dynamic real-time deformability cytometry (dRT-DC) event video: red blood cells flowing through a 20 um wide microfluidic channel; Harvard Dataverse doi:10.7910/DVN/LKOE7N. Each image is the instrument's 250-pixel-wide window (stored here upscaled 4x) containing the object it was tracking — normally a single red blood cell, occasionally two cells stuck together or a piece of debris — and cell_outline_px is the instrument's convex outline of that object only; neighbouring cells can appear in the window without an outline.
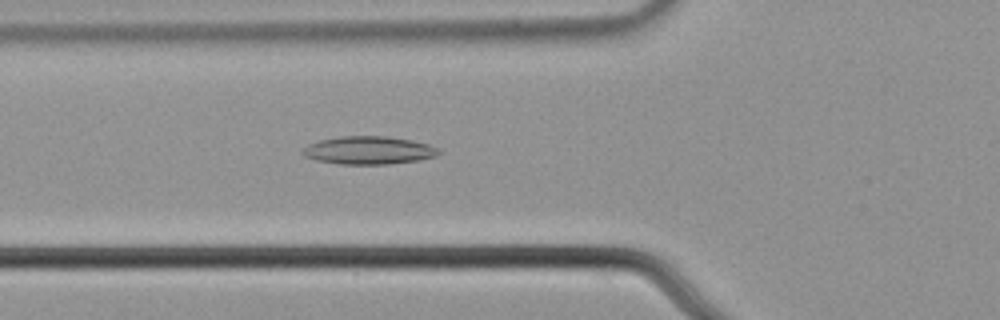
{"species": "common noctule bat (a hibernating species)", "species_latin": "Nyctalus noctula", "temperature_condition": "cold", "stored_images_in_passage": 48, "camera_frame_rate_fps": 3000, "um_per_image_px": 0.085, "animal": {"sex": "male", "body_mass_g": 21.5, "forearm_length_mm": 52.0}, "frame": {"image": 1, "passage_image": 13, "time_ms": 4.0, "image_size_px": [1000, 320], "cell_outline_px": [[440, 152], [436, 156], [420, 160], [388, 164], [340, 164], [316, 160], [304, 156], [300, 152], [308, 144], [320, 140], [340, 136], [388, 136], [412, 140], [428, 144], [440, 148]], "centroid_in_image_um": [31.35, 12.77], "position_along_channel_um": 94.5, "area_um2": 22.31}}
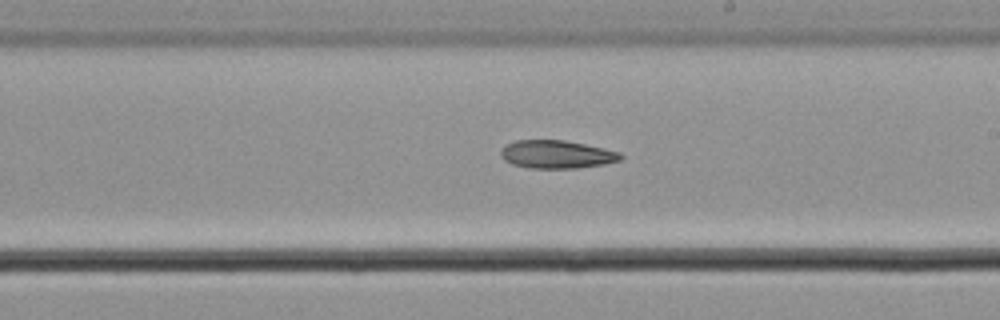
{"frame": {"image": 2, "passage_image": 25, "time_ms": 8.0, "image_size_px": [1000, 320], "cell_outline_px": [[624, 156], [620, 160], [604, 164], [576, 168], [528, 168], [512, 164], [504, 160], [500, 156], [500, 152], [504, 144], [516, 140], [564, 140], [604, 148], [620, 152]], "centroid_in_image_um": [47.29, 13.12], "position_along_channel_um": 241.7, "area_um2": 19.71}}
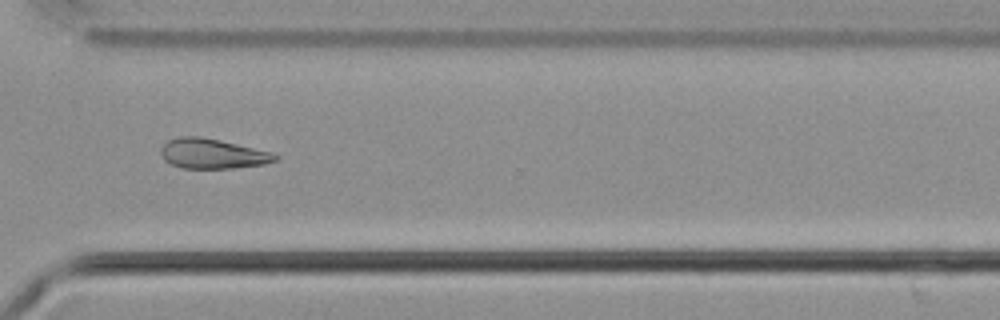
{"frame": {"image": 3, "passage_image": 34, "time_ms": 11.0, "image_size_px": [1000, 320], "cell_outline_px": [[280, 156], [276, 160], [264, 164], [236, 168], [184, 168], [172, 164], [164, 160], [160, 152], [160, 148], [168, 140], [180, 136], [200, 136], [220, 140], [272, 152]], "centroid_in_image_um": [18.06, 13.06], "position_along_channel_um": 352.5, "area_um2": 19.94}}